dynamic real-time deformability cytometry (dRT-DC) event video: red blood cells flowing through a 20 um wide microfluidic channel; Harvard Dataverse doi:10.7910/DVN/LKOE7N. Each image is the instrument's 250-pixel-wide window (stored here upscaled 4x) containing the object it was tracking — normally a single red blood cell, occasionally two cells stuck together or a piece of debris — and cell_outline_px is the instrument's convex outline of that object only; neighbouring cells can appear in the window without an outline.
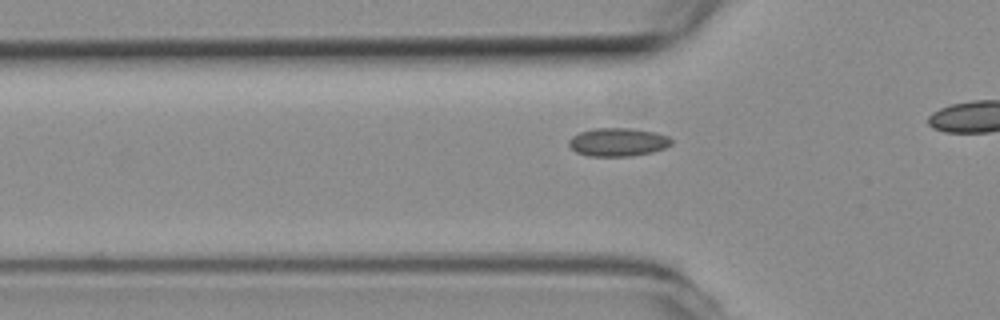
{"species": "common noctule bat (a hibernating species)", "species_latin": "Nyctalus noctula", "temperature_condition": "room temperature", "stored_images_in_passage": 17, "camera_frame_rate_fps": 3000, "um_per_image_px": 0.085, "animal": {"sex": "female", "body_mass_g": 19.3, "forearm_length_mm": 54.1}, "frame": {"image": 1, "passage_image": 3, "time_ms": 0.667, "image_size_px": [1000, 320], "cell_outline_px": [[672, 144], [664, 148], [652, 152], [632, 156], [588, 156], [576, 152], [568, 144], [568, 140], [572, 136], [580, 132], [596, 128], [632, 128], [652, 132], [668, 136], [672, 140]], "centroid_in_image_um": [52.51, 12.08], "position_along_channel_um": 73.3, "area_um2": 16.88}}
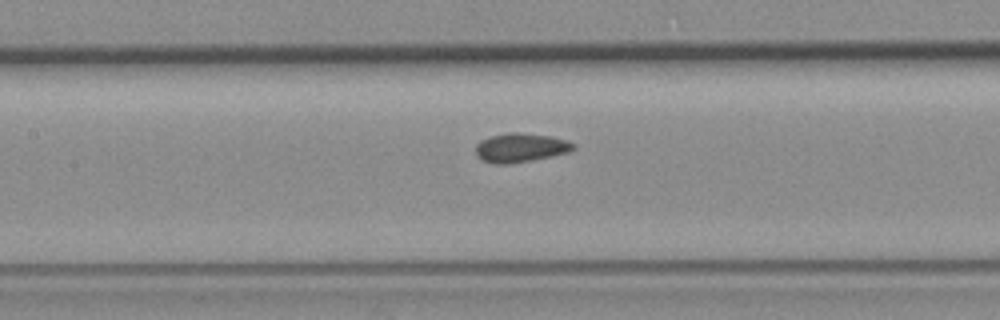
{"frame": {"image": 2, "passage_image": 10, "time_ms": 3.0, "image_size_px": [1000, 320], "cell_outline_px": [[576, 148], [568, 152], [532, 160], [508, 164], [492, 164], [480, 160], [476, 156], [476, 144], [480, 140], [492, 136], [508, 132], [516, 132], [552, 136], [576, 144]], "centroid_in_image_um": [44.21, 12.56], "position_along_channel_um": 163.2, "area_um2": 16.59}}
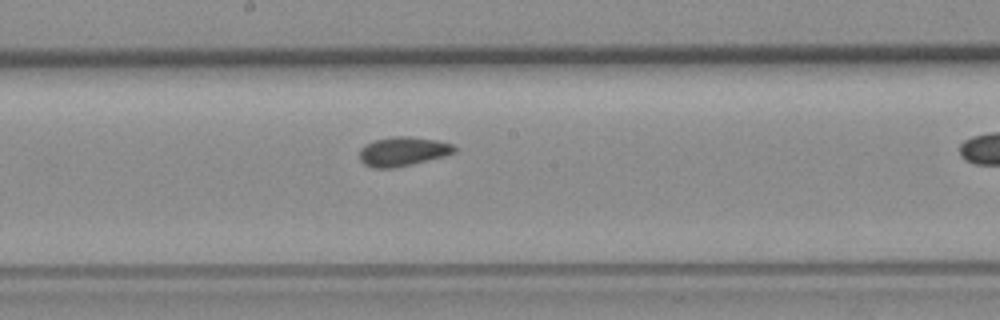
{"frame": {"image": 3, "passage_image": 14, "time_ms": 4.333, "image_size_px": [1000, 320], "cell_outline_px": [[456, 152], [444, 156], [412, 164], [392, 168], [372, 168], [364, 164], [360, 160], [360, 148], [364, 144], [372, 140], [392, 136], [412, 136], [436, 140], [452, 144], [456, 148]], "centroid_in_image_um": [34.21, 12.86], "position_along_channel_um": 214.0, "area_um2": 16.3}}